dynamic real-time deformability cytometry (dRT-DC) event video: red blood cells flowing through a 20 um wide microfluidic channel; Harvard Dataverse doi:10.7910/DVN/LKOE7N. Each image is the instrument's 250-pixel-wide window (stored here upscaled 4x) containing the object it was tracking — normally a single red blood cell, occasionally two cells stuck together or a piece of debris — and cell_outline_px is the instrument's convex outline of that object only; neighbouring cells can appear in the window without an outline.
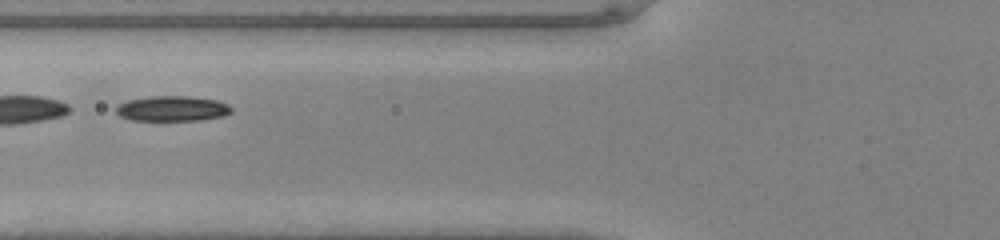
{"species": "common noctule bat (a hibernating species)", "species_latin": "Nyctalus noctula", "temperature_condition": "warm", "stored_images_in_passage": 40, "segment_of_instrument_passage": [2, 2], "camera_frame_rate_fps": 3000, "um_per_image_px": 0.085, "animal": {"sex": "male", "body_mass_g": 20.0, "forearm_length_mm": 53.3}, "frame": {"image": 1, "passage_image": 12, "time_ms": 3.667, "image_size_px": [1000, 240], "cell_outline_px": [[232, 112], [224, 116], [200, 120], [132, 120], [120, 116], [116, 112], [116, 104], [128, 100], [148, 96], [188, 96], [216, 100], [228, 104], [232, 108]], "centroid_in_image_um": [14.64, 9.22], "position_along_channel_um": 111.2, "area_um2": 17.05}}
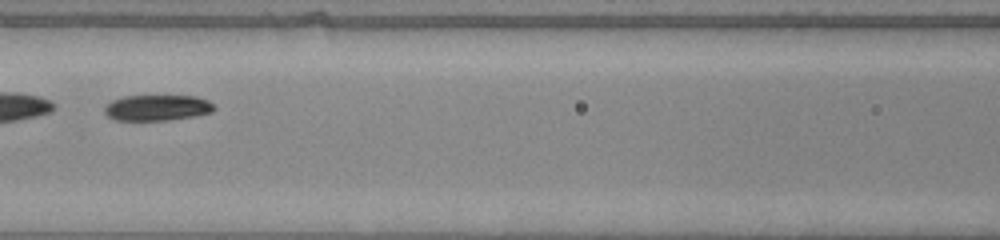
{"frame": {"image": 2, "passage_image": 15, "time_ms": 4.667, "image_size_px": [1000, 240], "cell_outline_px": [[216, 108], [212, 112], [192, 116], [168, 120], [112, 120], [104, 112], [104, 108], [112, 100], [124, 96], [196, 96], [208, 100]], "centroid_in_image_um": [13.35, 9.16], "position_along_channel_um": 153.3, "area_um2": 16.42}}